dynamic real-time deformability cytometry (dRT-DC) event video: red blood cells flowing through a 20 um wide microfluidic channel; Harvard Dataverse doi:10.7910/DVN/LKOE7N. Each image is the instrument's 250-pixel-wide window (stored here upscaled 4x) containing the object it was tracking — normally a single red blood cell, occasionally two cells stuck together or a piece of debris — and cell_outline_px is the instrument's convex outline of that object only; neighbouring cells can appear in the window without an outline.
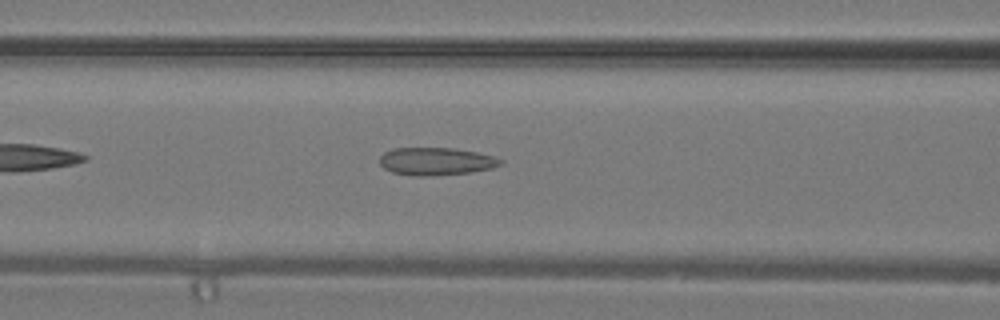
{"species": "common noctule bat (a hibernating species)", "species_latin": "Nyctalus noctula", "temperature_condition": "warm", "stored_images_in_passage": 32, "camera_frame_rate_fps": 3000, "um_per_image_px": 0.085, "animal": {"sex": "male", "body_mass_g": 19.2, "forearm_length_mm": 51.8}, "frame": {"image": 1, "passage_image": 11, "time_ms": 3.333, "image_size_px": [1000, 320], "cell_outline_px": [[504, 164], [492, 168], [472, 172], [432, 176], [408, 176], [392, 172], [384, 168], [380, 164], [380, 156], [384, 152], [392, 148], [452, 148], [476, 152], [496, 156], [504, 160]], "centroid_in_image_um": [37.09, 13.72], "position_along_channel_um": 129.5, "area_um2": 19.83}}
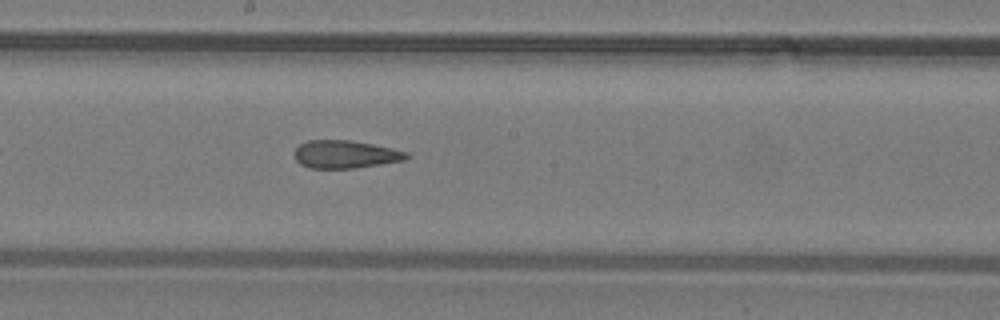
{"frame": {"image": 2, "passage_image": 16, "time_ms": 5.0, "image_size_px": [1000, 320], "cell_outline_px": [[412, 156], [404, 160], [356, 168], [308, 168], [300, 164], [296, 160], [292, 152], [300, 144], [308, 140], [352, 140], [392, 148], [408, 152]], "centroid_in_image_um": [29.34, 13.11], "position_along_channel_um": 218.9, "area_um2": 18.38}}
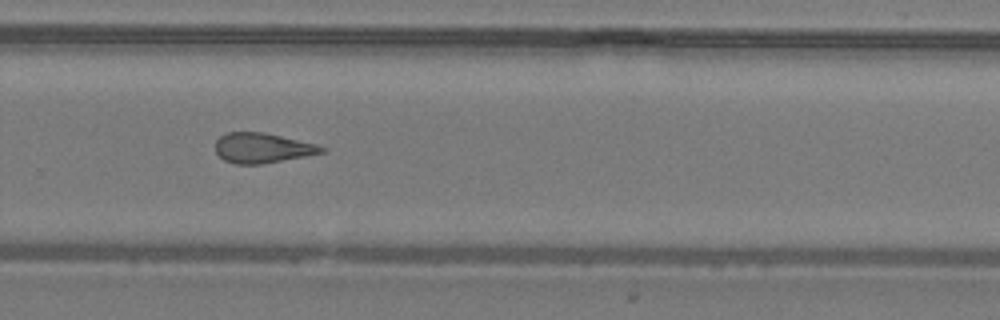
{"frame": {"image": 3, "passage_image": 21, "time_ms": 6.667, "image_size_px": [1000, 320], "cell_outline_px": [[328, 148], [324, 152], [304, 156], [260, 164], [236, 164], [224, 160], [216, 152], [216, 140], [220, 136], [228, 132], [264, 132], [316, 144]], "centroid_in_image_um": [22.29, 12.57], "position_along_channel_um": 307.5, "area_um2": 18.38}}